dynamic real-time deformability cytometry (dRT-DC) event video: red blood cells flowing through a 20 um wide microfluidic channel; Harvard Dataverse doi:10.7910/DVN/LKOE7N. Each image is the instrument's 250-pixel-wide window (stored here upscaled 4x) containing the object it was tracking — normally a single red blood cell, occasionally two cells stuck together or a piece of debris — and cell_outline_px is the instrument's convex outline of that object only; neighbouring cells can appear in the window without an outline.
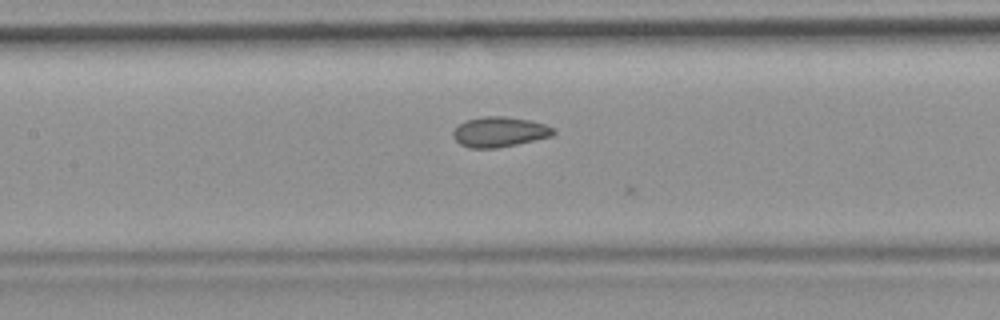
{"species": "common noctule bat (a hibernating species)", "species_latin": "Nyctalus noctula", "temperature_condition": "room temperature", "stored_images_in_passage": 18, "camera_frame_rate_fps": 3000, "um_per_image_px": 0.085, "animal": {"sex": "female", "body_mass_g": 19.9}, "frame": {"image": 1, "passage_image": 12, "time_ms": 3.667, "image_size_px": [1000, 320], "cell_outline_px": [[556, 132], [552, 136], [516, 144], [496, 148], [468, 148], [460, 144], [452, 136], [452, 132], [460, 124], [468, 120], [480, 116], [504, 116], [532, 120], [556, 128]], "centroid_in_image_um": [42.48, 11.2], "position_along_channel_um": 164.9, "area_um2": 17.69}}